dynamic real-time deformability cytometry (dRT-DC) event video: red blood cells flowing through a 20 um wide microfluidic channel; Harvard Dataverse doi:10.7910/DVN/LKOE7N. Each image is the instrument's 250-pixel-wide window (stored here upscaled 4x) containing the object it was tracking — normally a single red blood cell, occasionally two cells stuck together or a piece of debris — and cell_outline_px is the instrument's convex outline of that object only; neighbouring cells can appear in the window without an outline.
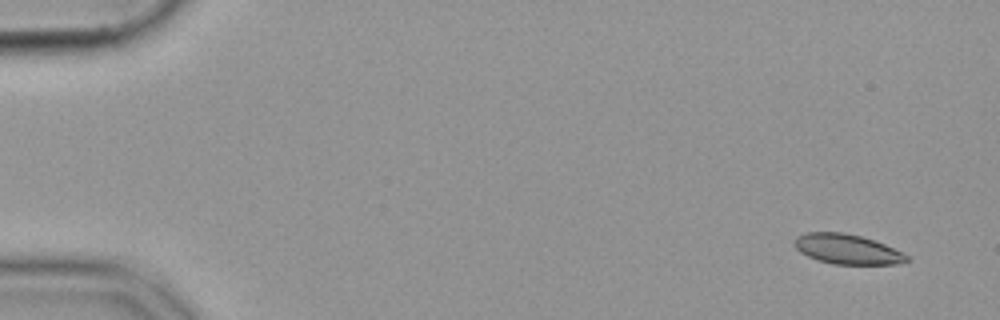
{"species": "common noctule bat (a hibernating species)", "species_latin": "Nyctalus noctula", "temperature_condition": "cold", "stored_images_in_passage": 53, "camera_frame_rate_fps": 3000, "um_per_image_px": 0.085, "animal": {"sex": "female", "body_mass_g": 19.9}, "frame": {"image": 1, "passage_image": 1, "time_ms": 0.0, "image_size_px": [1000, 320], "cell_outline_px": [[908, 260], [896, 264], [832, 264], [816, 260], [800, 252], [792, 244], [796, 236], [804, 232], [844, 232], [860, 236], [884, 244], [908, 256]], "centroid_in_image_um": [71.92, 21.17], "position_along_channel_um": 13.1, "area_um2": 19.48}}
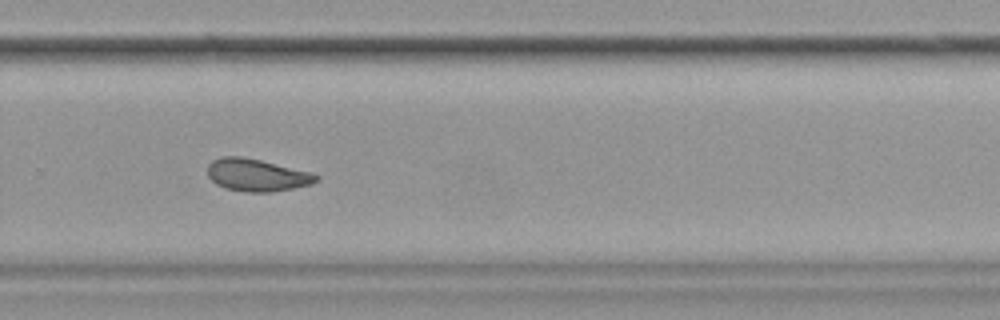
{"frame": {"image": 2, "passage_image": 36, "time_ms": 11.667, "image_size_px": [1000, 320], "cell_outline_px": [[320, 180], [312, 184], [272, 192], [244, 192], [224, 188], [216, 184], [208, 176], [208, 164], [212, 160], [220, 156], [240, 156], [260, 160], [312, 172], [320, 176]], "centroid_in_image_um": [21.84, 14.88], "position_along_channel_um": 308.0, "area_um2": 20.69}}
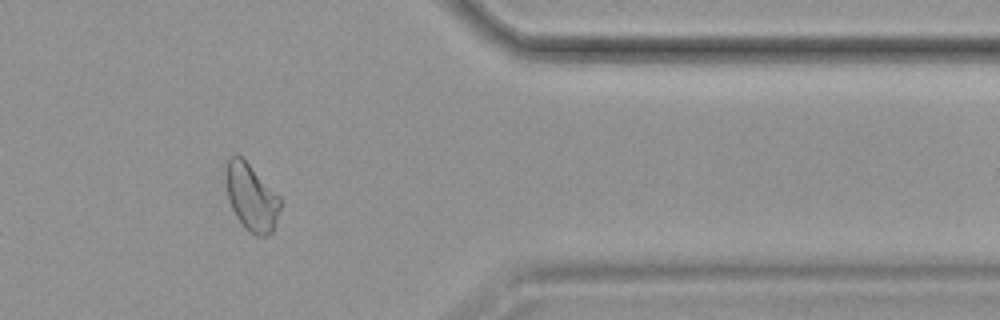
{"frame": {"image": 3, "passage_image": 44, "time_ms": 14.333, "image_size_px": [1000, 320], "cell_outline_px": [[280, 208], [272, 232], [268, 236], [256, 236], [244, 228], [236, 216], [228, 200], [224, 176], [224, 172], [228, 160], [236, 152], [280, 196]], "centroid_in_image_um": [21.34, 16.78], "position_along_channel_um": 390.1, "area_um2": 21.21}}